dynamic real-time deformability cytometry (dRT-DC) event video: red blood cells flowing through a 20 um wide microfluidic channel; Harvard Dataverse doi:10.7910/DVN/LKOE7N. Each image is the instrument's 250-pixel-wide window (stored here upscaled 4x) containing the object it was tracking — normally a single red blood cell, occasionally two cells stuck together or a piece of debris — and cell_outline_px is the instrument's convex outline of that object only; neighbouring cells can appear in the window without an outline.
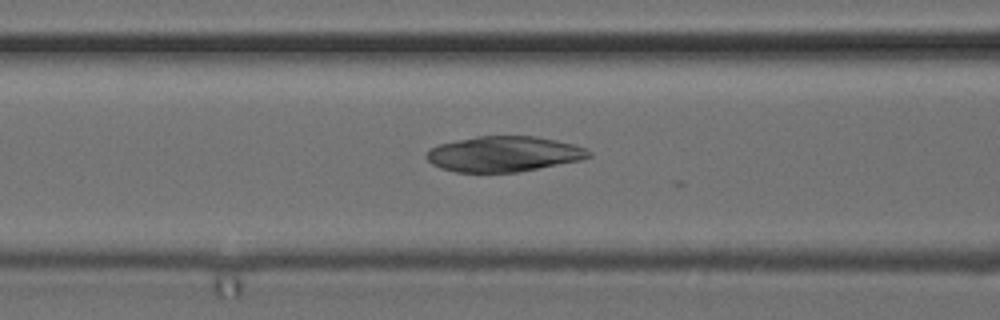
{"species": "common noctule bat (a hibernating species)", "species_latin": "Nyctalus noctula", "temperature_condition": "cold", "stored_images_in_passage": 50, "camera_frame_rate_fps": 3000, "um_per_image_px": 0.085, "animal": {"sex": "female", "body_mass_g": 24.6, "forearm_length_mm": 56.2}, "frame": {"image": 1, "passage_image": 22, "time_ms": 7.0, "image_size_px": [1000, 320], "cell_outline_px": [[592, 156], [580, 160], [520, 172], [456, 172], [440, 168], [432, 164], [424, 156], [432, 148], [440, 144], [476, 136], [536, 136], [556, 140], [572, 144], [584, 148], [592, 152]], "centroid_in_image_um": [42.83, 13.09], "position_along_channel_um": 123.8, "area_um2": 33.41}}
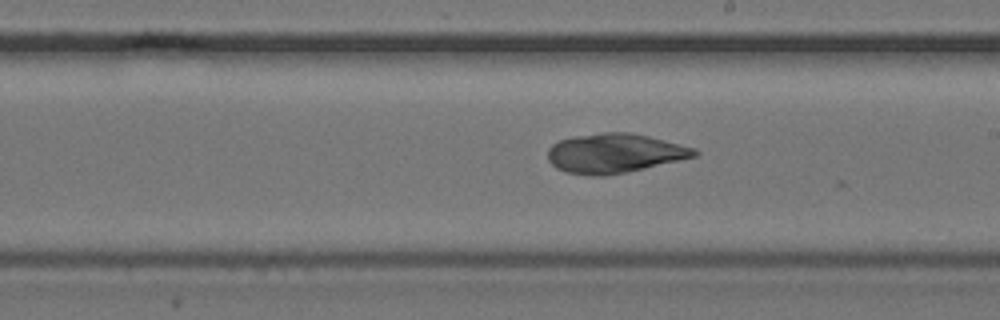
{"frame": {"image": 2, "passage_image": 31, "time_ms": 10.0, "image_size_px": [1000, 320], "cell_outline_px": [[700, 152], [696, 156], [644, 168], [604, 176], [588, 176], [568, 172], [556, 168], [548, 160], [548, 148], [552, 144], [560, 140], [572, 136], [604, 132], [628, 132], [648, 136], [696, 148]], "centroid_in_image_um": [52.21, 13.02], "position_along_channel_um": 236.8, "area_um2": 33.52}}
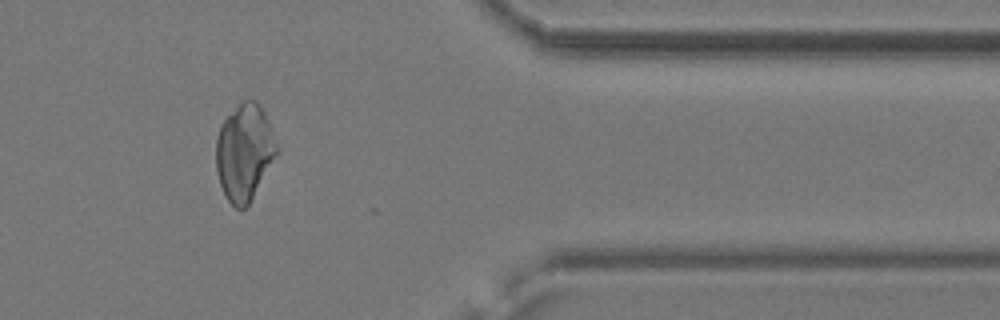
{"frame": {"image": 3, "passage_image": 45, "time_ms": 14.667, "image_size_px": [1000, 320], "cell_outline_px": [[280, 152], [248, 204], [244, 208], [236, 208], [228, 200], [220, 184], [216, 172], [216, 140], [220, 124], [240, 100], [256, 100], [260, 104], [268, 120], [280, 148]], "centroid_in_image_um": [20.79, 12.9], "position_along_channel_um": 390.6, "area_um2": 34.56}}